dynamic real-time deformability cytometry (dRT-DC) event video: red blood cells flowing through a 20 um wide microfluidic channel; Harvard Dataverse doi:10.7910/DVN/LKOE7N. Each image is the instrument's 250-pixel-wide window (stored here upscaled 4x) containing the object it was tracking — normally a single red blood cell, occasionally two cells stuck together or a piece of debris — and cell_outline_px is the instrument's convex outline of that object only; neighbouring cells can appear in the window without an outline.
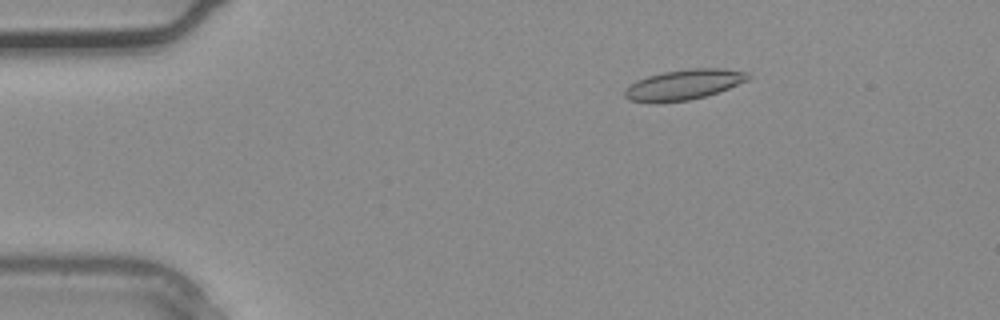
{"species": "common noctule bat (a hibernating species)", "species_latin": "Nyctalus noctula", "temperature_condition": "warm", "stored_images_in_passage": 13, "camera_frame_rate_fps": 3000, "um_per_image_px": 0.085, "animal": {"sex": "male", "body_mass_g": 20.4}, "frame": {"image": 1, "passage_image": 6, "time_ms": 1.667, "image_size_px": [1000, 320], "cell_outline_px": [[752, 76], [748, 80], [728, 88], [704, 96], [688, 100], [628, 100], [624, 96], [624, 88], [636, 80], [648, 76], [664, 72], [688, 68], [724, 68], [748, 72]], "centroid_in_image_um": [58.17, 7.14], "position_along_channel_um": 26.8, "area_um2": 21.15}}